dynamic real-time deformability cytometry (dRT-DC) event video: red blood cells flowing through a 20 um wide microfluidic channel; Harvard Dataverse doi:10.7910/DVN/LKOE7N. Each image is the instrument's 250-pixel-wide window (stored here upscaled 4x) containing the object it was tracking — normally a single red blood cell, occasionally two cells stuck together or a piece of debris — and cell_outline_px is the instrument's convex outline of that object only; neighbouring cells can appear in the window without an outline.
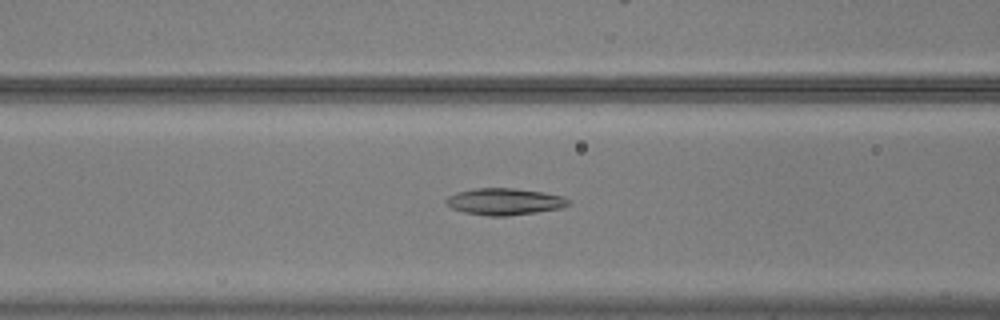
{"species": "common noctule bat (a hibernating species)", "species_latin": "Nyctalus noctula", "temperature_condition": "warm", "stored_images_in_passage": 56, "camera_frame_rate_fps": 3000, "um_per_image_px": 0.085, "animal": {"sex": "male", "body_mass_g": 20.5, "forearm_length_mm": 52.5}, "frame": {"image": 1, "passage_image": 24, "time_ms": 7.667, "image_size_px": [1000, 320], "cell_outline_px": [[572, 204], [560, 208], [536, 212], [508, 216], [488, 216], [464, 212], [452, 208], [444, 204], [444, 200], [448, 196], [456, 192], [476, 188], [512, 188], [544, 192], [564, 196], [572, 200]], "centroid_in_image_um": [42.9, 17.13], "position_along_channel_um": 123.7, "area_um2": 19.31}}
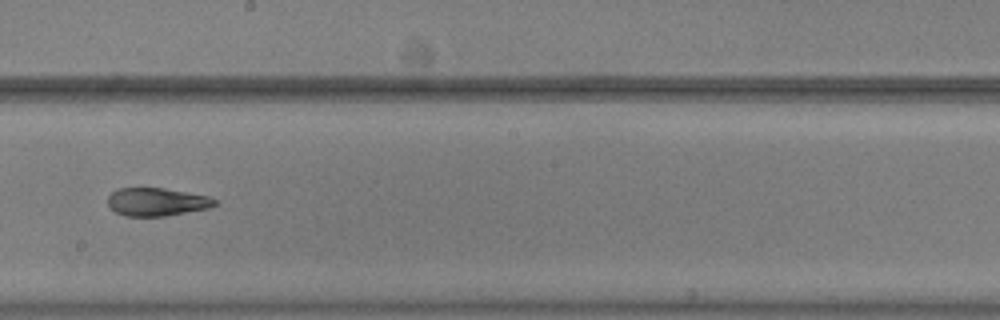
{"frame": {"image": 2, "passage_image": 33, "time_ms": 10.667, "image_size_px": [1000, 320], "cell_outline_px": [[216, 204], [208, 208], [164, 216], [124, 216], [116, 212], [108, 204], [108, 196], [116, 188], [164, 188], [188, 192], [208, 196], [216, 200]], "centroid_in_image_um": [13.3, 17.15], "position_along_channel_um": 234.9, "area_um2": 17.4}}
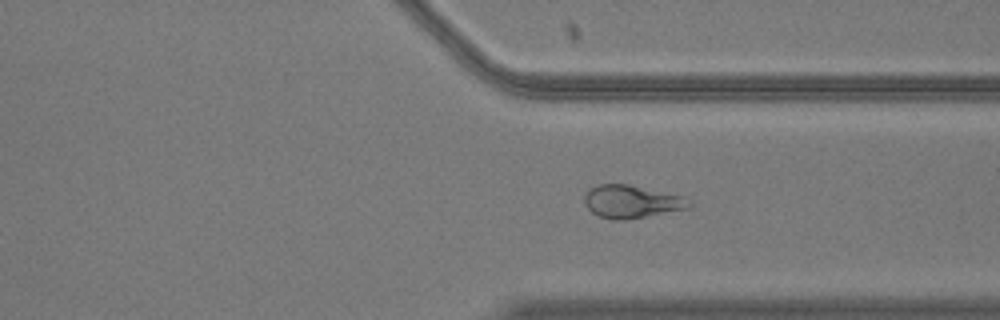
{"frame": {"image": 3, "passage_image": 43, "time_ms": 14.0, "image_size_px": [1000, 320], "cell_outline_px": [[692, 204], [688, 208], [624, 220], [616, 220], [600, 216], [592, 212], [584, 204], [584, 196], [592, 188], [600, 184], [628, 184], [684, 196], [692, 200]], "centroid_in_image_um": [53.71, 17.13], "position_along_channel_um": 357.7, "area_um2": 19.83}, "authors_computed_cell_mechanics": {"area_um2": 20.7502, "velocity_mm_per_s": 3.6948, "shape_relaxation_time_tau1_ms": 4.7913, "shape_relaxation_time_tau2_ms": 1.7729, "deformation_change_tau1": 0.1664, "deformation_change_tau2": 0.0857}}